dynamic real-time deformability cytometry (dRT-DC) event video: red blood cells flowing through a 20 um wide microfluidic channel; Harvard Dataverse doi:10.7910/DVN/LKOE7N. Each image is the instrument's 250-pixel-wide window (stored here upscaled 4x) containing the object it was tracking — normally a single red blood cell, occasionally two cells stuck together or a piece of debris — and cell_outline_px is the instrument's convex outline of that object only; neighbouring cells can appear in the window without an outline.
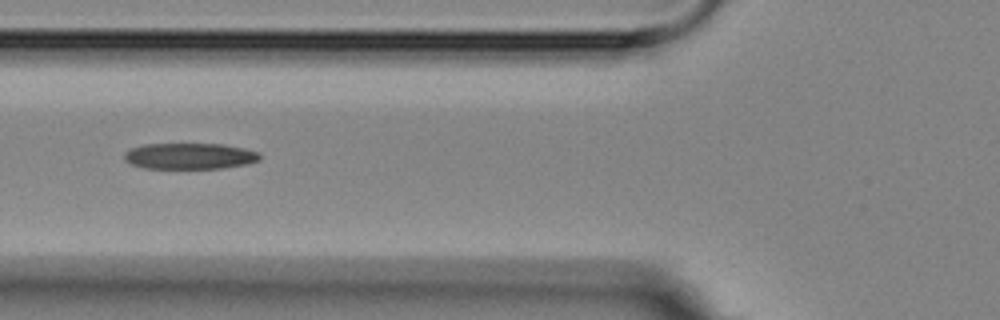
{"species": "Egyptian fruit bat (a non-hibernating species)", "species_latin": "Rousettus aegyptiacus", "temperature_condition": "room temperature", "stored_images_in_passage": 12, "camera_frame_rate_fps": 3000, "um_per_image_px": 0.085, "animal": {"sex": "female"}, "frame": {"image": 1, "passage_image": 2, "time_ms": 1.0, "image_size_px": [1000, 320], "cell_outline_px": [[260, 160], [248, 164], [224, 168], [144, 168], [132, 164], [124, 160], [124, 152], [132, 148], [144, 144], [224, 144], [244, 148], [260, 152]], "centroid_in_image_um": [16.15, 13.26], "position_along_channel_um": 109.6, "area_um2": 20.69}}
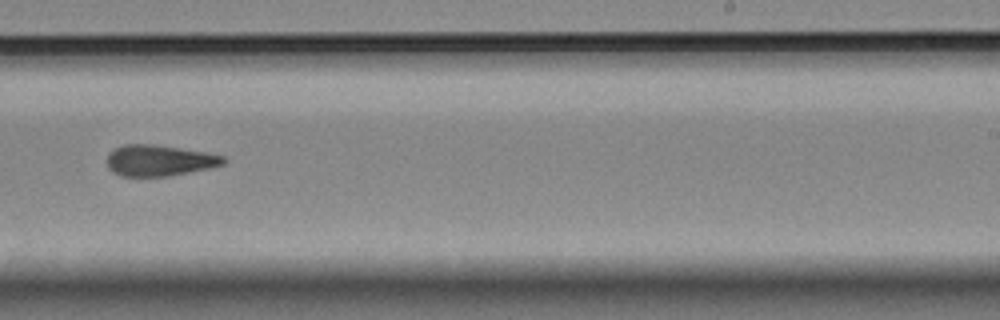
{"frame": {"image": 2, "passage_image": 6, "time_ms": 5.667, "image_size_px": [1000, 320], "cell_outline_px": [[228, 160], [224, 164], [208, 168], [168, 176], [120, 176], [112, 172], [108, 168], [108, 152], [124, 144], [152, 144], [180, 148], [204, 152], [224, 156]], "centroid_in_image_um": [13.52, 13.64], "position_along_channel_um": 275.5, "area_um2": 20.98}}
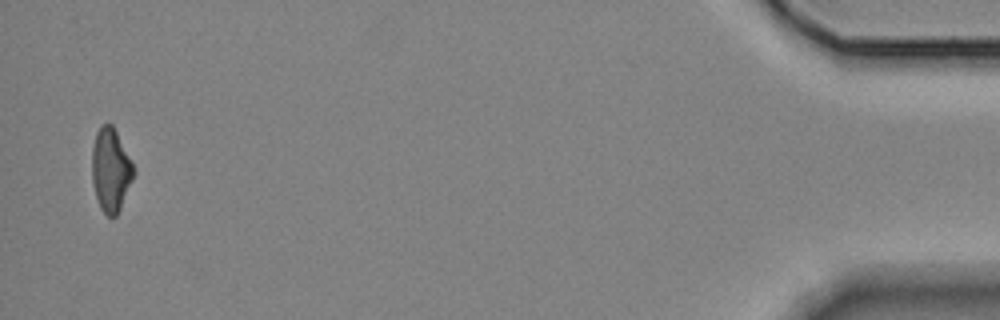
{"frame": {"image": 3, "passage_image": 12, "time_ms": 12.333, "image_size_px": [1000, 320], "cell_outline_px": [[132, 180], [120, 208], [116, 216], [108, 216], [100, 208], [92, 184], [92, 148], [96, 132], [100, 124], [108, 120], [112, 124], [132, 164]], "centroid_in_image_um": [9.36, 14.4], "position_along_channel_um": 425.8, "area_um2": 19.88}}